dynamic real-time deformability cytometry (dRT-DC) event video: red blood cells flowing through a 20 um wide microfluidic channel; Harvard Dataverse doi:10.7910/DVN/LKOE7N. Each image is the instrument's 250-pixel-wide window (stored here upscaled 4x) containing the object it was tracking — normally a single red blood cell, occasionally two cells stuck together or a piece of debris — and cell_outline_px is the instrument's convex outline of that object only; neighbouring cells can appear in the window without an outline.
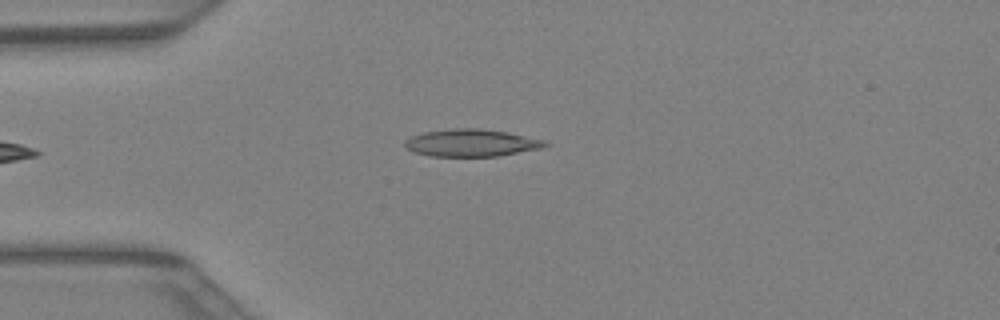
{"species": "Egyptian fruit bat (a non-hibernating species)", "species_latin": "Rousettus aegyptiacus", "temperature_condition": "warm", "stored_images_in_passage": 29, "camera_frame_rate_fps": 3000, "um_per_image_px": 0.085, "animal": {"sex": "female"}, "frame": {"image": 1, "passage_image": 1, "time_ms": 0.0, "image_size_px": [1000, 320], "cell_outline_px": [[552, 144], [544, 148], [500, 156], [432, 156], [416, 152], [408, 148], [404, 144], [404, 140], [412, 136], [424, 132], [452, 128], [480, 128], [508, 132], [544, 140]], "centroid_in_image_um": [40.14, 12.14], "position_along_channel_um": 44.9, "area_um2": 22.43}}
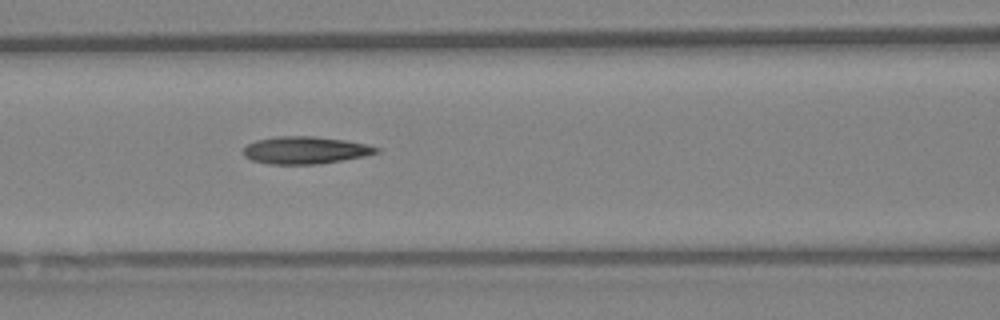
{"frame": {"image": 2, "passage_image": 8, "time_ms": 2.333, "image_size_px": [1000, 320], "cell_outline_px": [[380, 152], [364, 156], [316, 164], [268, 164], [252, 160], [244, 156], [244, 148], [248, 144], [256, 140], [276, 136], [312, 136], [344, 140], [368, 144], [380, 148]], "centroid_in_image_um": [25.95, 12.76], "position_along_channel_um": 140.7, "area_um2": 21.1}}
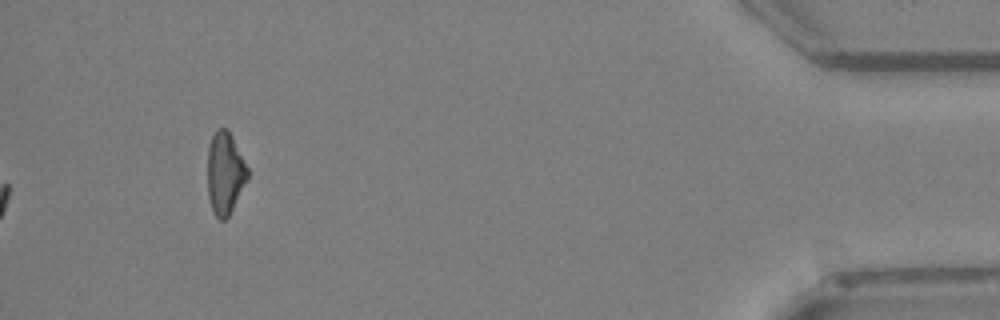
{"frame": {"image": 3, "passage_image": 29, "time_ms": 9.333, "image_size_px": [1000, 320], "cell_outline_px": [[248, 180], [228, 216], [224, 220], [220, 220], [212, 212], [208, 196], [208, 148], [212, 136], [216, 128], [228, 128], [248, 168]], "centroid_in_image_um": [19.12, 14.71], "position_along_channel_um": 416.1, "area_um2": 19.25}}